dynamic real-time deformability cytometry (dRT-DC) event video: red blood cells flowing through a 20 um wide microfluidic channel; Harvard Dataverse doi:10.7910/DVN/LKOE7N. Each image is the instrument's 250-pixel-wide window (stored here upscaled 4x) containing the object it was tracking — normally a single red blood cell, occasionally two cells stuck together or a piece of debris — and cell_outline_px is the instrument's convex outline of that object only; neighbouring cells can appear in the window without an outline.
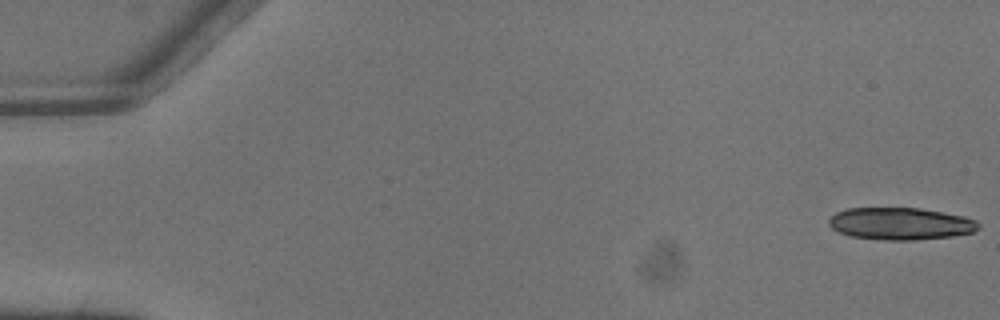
{"species": "common noctule bat (a hibernating species)", "species_latin": "Nyctalus noctula", "temperature_condition": "warm", "stored_images_in_passage": 6, "segment_of_instrument_passage": [1, 2], "camera_frame_rate_fps": 3000, "um_per_image_px": 0.085, "animal": {"sex": "male", "body_mass_g": 13.3}, "frame": {"image": 1, "passage_image": 1, "time_ms": 0.0, "image_size_px": [1000, 320], "cell_outline_px": [[980, 228], [972, 232], [952, 236], [912, 240], [888, 240], [848, 236], [832, 228], [828, 224], [828, 220], [836, 212], [848, 208], [920, 208], [964, 216], [976, 220], [980, 224]], "centroid_in_image_um": [76.54, 19.01], "position_along_channel_um": 8.5, "area_um2": 28.03}}
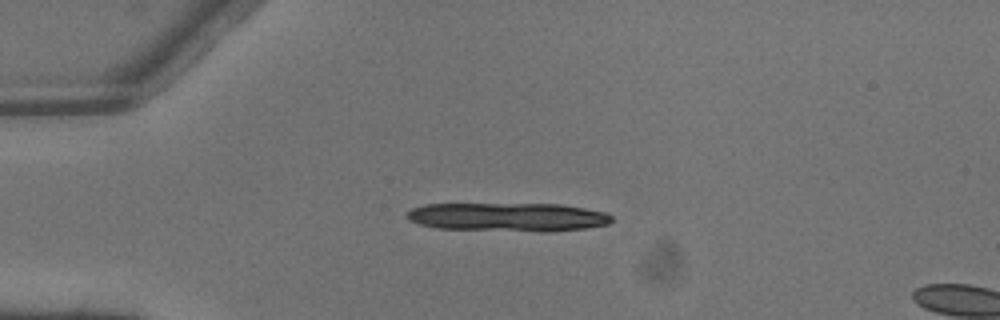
{"frame": {"image": 2, "passage_image": 4, "time_ms": 1.0, "image_size_px": [1000, 320], "cell_outline_px": [[612, 220], [608, 224], [584, 228], [548, 232], [540, 232], [436, 228], [420, 224], [408, 220], [404, 216], [412, 208], [424, 204], [560, 204], [584, 208], [604, 212], [612, 216]], "centroid_in_image_um": [43.14, 18.45], "position_along_channel_um": 41.9, "area_um2": 34.33}}